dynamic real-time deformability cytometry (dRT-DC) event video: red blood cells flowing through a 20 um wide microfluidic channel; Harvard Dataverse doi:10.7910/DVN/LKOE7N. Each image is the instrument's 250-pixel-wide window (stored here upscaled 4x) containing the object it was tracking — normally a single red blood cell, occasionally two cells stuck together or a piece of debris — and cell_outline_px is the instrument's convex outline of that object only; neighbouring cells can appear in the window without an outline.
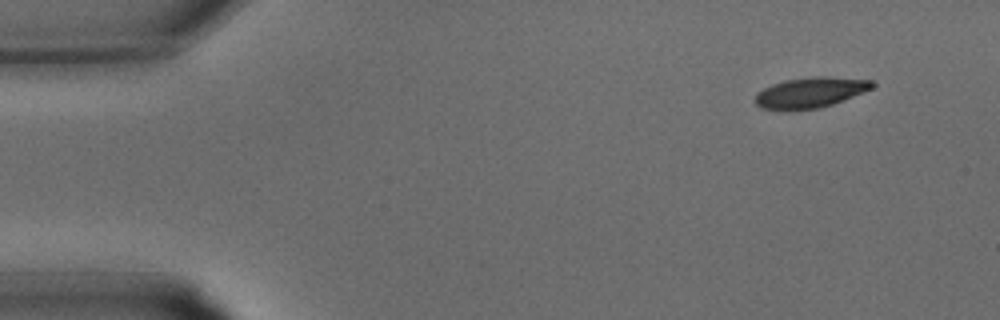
{"species": "common noctule bat (a hibernating species)", "species_latin": "Nyctalus noctula", "temperature_condition": "warm", "stored_images_in_passage": 32, "segment_of_instrument_passage": [1, 2], "camera_frame_rate_fps": 3000, "um_per_image_px": 0.085, "animal": {"sex": "male", "body_mass_g": 15.6}, "frame": {"image": 1, "passage_image": 1, "time_ms": 0.0, "image_size_px": [1000, 320], "cell_outline_px": [[876, 84], [872, 88], [832, 104], [820, 108], [792, 112], [788, 112], [760, 108], [752, 100], [756, 92], [772, 84], [784, 80], [812, 76], [828, 76], [872, 80]], "centroid_in_image_um": [68.79, 7.89], "position_along_channel_um": 16.2, "area_um2": 21.39}}
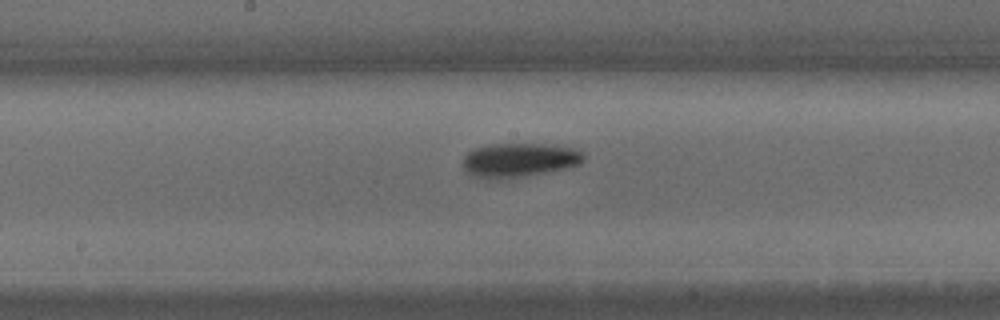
{"frame": {"image": 2, "passage_image": 15, "time_ms": 4.667, "image_size_px": [1000, 320], "cell_outline_px": [[584, 160], [580, 164], [568, 168], [548, 172], [500, 180], [488, 180], [468, 176], [464, 172], [464, 156], [472, 148], [492, 144], [544, 144], [572, 148], [584, 152]], "centroid_in_image_um": [44.08, 13.63], "position_along_channel_um": 204.1, "area_um2": 24.51}}
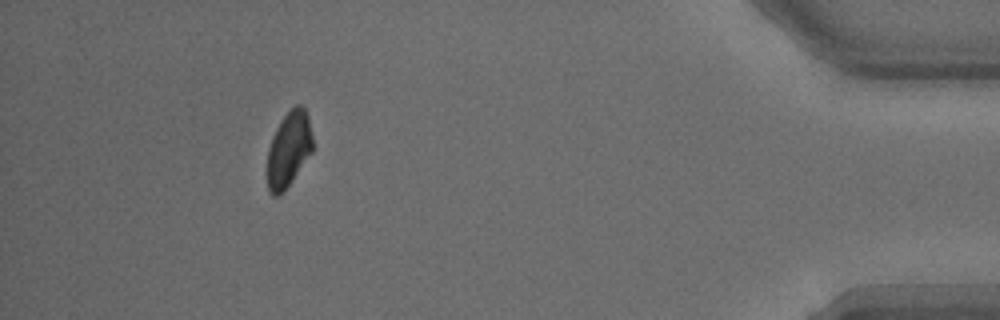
{"frame": {"image": 3, "passage_image": 28, "time_ms": 9.0, "image_size_px": [1000, 320], "cell_outline_px": [[312, 152], [288, 184], [276, 196], [272, 196], [268, 192], [264, 172], [268, 148], [272, 136], [280, 120], [296, 104], [300, 104], [304, 108], [308, 116], [312, 136]], "centroid_in_image_um": [24.48, 12.7], "position_along_channel_um": 410.7, "area_um2": 20.11}}